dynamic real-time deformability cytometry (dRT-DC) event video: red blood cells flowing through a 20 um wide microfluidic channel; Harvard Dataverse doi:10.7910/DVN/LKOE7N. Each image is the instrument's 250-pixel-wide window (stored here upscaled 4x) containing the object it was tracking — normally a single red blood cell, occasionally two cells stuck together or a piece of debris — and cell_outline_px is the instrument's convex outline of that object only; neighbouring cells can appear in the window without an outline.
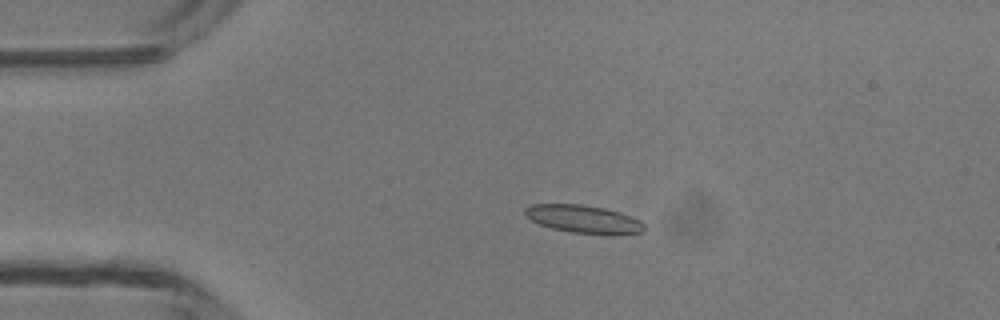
{"species": "common noctule bat (a hibernating species)", "species_latin": "Nyctalus noctula", "temperature_condition": "room temperature", "stored_images_in_passage": 4, "camera_frame_rate_fps": 3000, "um_per_image_px": 0.085, "animal": {"sex": "male", "body_mass_g": 13.3}, "frame": {"image": 1, "passage_image": 3, "time_ms": 3.333, "image_size_px": [1000, 320], "cell_outline_px": [[644, 228], [640, 232], [612, 236], [608, 236], [572, 232], [552, 228], [540, 224], [524, 216], [524, 208], [532, 204], [580, 204], [604, 208], [640, 220], [644, 224]], "centroid_in_image_um": [49.58, 18.64], "position_along_channel_um": 35.4, "area_um2": 19.48}}